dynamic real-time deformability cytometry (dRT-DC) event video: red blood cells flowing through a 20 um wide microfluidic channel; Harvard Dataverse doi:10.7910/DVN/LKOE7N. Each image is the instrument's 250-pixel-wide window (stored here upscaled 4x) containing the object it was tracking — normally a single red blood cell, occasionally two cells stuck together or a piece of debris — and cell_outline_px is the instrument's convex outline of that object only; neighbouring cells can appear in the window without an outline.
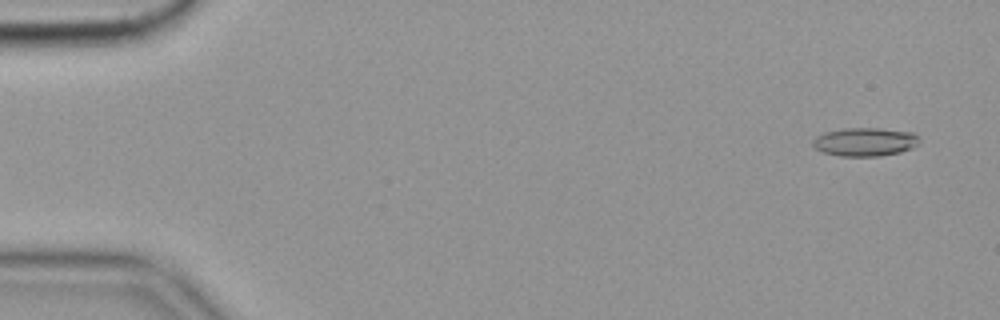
{"species": "common noctule bat (a hibernating species)", "species_latin": "Nyctalus noctula", "temperature_condition": "cold", "stored_images_in_passage": 58, "camera_frame_rate_fps": 3000, "um_per_image_px": 0.085, "animal": {"sex": "female", "body_mass_g": 19.9}, "frame": {"image": 1, "passage_image": 3, "time_ms": 0.667, "image_size_px": [1000, 320], "cell_outline_px": [[920, 144], [912, 148], [900, 152], [880, 156], [840, 156], [824, 152], [816, 148], [812, 144], [812, 140], [816, 136], [824, 132], [844, 128], [880, 128], [912, 132], [920, 136]], "centroid_in_image_um": [73.56, 12.05], "position_along_channel_um": 11.4, "area_um2": 17.86}}
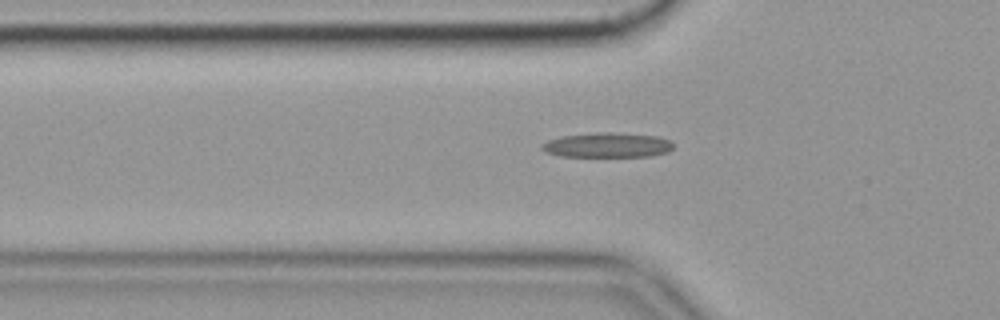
{"frame": {"image": 2, "passage_image": 19, "time_ms": 6.0, "image_size_px": [1000, 320], "cell_outline_px": [[672, 148], [668, 152], [652, 156], [560, 156], [548, 152], [540, 148], [540, 144], [548, 140], [560, 136], [596, 132], [612, 132], [656, 136], [672, 140]], "centroid_in_image_um": [51.62, 12.32], "position_along_channel_um": 74.2, "area_um2": 19.02}}
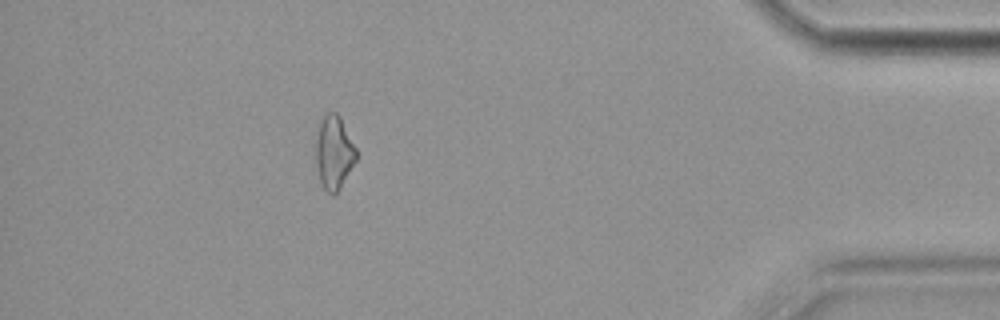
{"frame": {"image": 3, "passage_image": 51, "time_ms": 16.667, "image_size_px": [1000, 320], "cell_outline_px": [[356, 160], [340, 188], [332, 196], [324, 188], [320, 180], [312, 148], [316, 124], [328, 112], [336, 112], [340, 116], [356, 148]], "centroid_in_image_um": [28.31, 12.9], "position_along_channel_um": 406.9, "area_um2": 17.92}}